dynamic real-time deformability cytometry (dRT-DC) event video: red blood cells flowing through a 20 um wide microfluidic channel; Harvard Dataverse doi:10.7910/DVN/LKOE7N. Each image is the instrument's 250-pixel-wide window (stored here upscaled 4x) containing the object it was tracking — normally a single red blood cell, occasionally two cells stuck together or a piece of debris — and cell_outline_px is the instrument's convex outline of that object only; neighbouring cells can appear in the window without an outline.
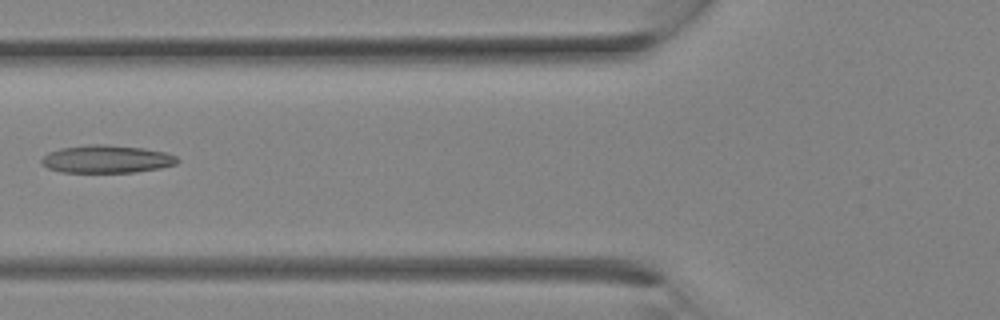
{"species": "Egyptian fruit bat (a non-hibernating species)", "species_latin": "Rousettus aegyptiacus", "temperature_condition": "room temperature", "stored_images_in_passage": 7, "camera_frame_rate_fps": 3000, "um_per_image_px": 0.085, "animal": {"sex": "female"}, "frame": {"image": 1, "passage_image": 6, "time_ms": 1.667, "image_size_px": [1000, 320], "cell_outline_px": [[180, 160], [176, 164], [160, 168], [136, 172], [60, 172], [48, 168], [40, 160], [48, 152], [60, 148], [88, 144], [104, 144], [144, 148], [164, 152], [176, 156]], "centroid_in_image_um": [9.07, 13.52], "position_along_channel_um": 116.7, "area_um2": 22.02}}